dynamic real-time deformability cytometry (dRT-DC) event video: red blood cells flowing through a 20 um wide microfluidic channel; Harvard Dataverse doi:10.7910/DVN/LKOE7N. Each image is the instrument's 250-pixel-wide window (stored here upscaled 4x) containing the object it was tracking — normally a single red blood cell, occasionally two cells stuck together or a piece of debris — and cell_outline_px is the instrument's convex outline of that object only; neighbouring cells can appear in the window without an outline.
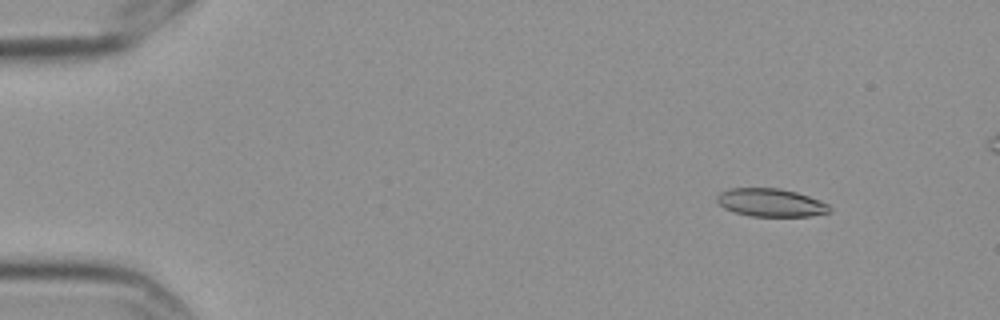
{"species": "Egyptian fruit bat (a non-hibernating species)", "species_latin": "Rousettus aegyptiacus", "temperature_condition": "cold", "stored_images_in_passage": 5, "camera_frame_rate_fps": 3000, "um_per_image_px": 0.085, "frame": {"image": 1, "passage_image": 1, "time_ms": 0.0, "image_size_px": [1000, 320], "cell_outline_px": [[832, 212], [808, 216], [748, 216], [724, 208], [716, 200], [716, 196], [720, 192], [728, 188], [780, 188], [796, 192], [820, 200], [828, 204], [832, 208]], "centroid_in_image_um": [65.52, 17.22], "position_along_channel_um": 19.5, "area_um2": 18.5}}